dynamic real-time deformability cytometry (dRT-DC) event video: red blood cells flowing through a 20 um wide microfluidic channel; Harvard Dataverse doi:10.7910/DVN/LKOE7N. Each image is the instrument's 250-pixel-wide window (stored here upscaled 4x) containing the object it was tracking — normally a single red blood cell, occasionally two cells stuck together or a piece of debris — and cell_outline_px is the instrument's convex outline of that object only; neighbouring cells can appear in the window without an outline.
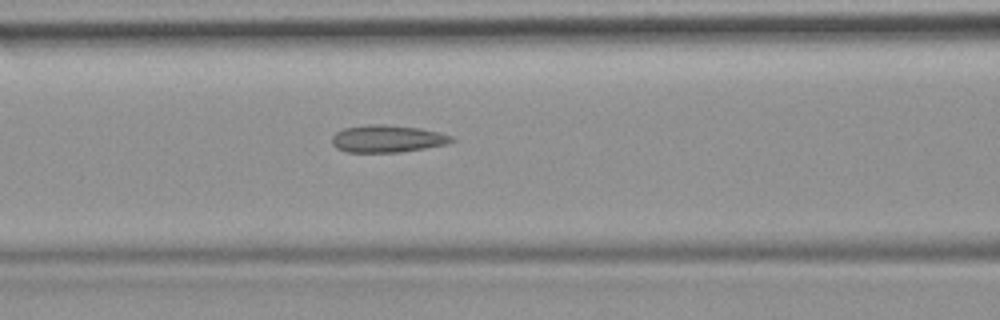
{"species": "common noctule bat (a hibernating species)", "species_latin": "Nyctalus noctula", "temperature_condition": "room temperature", "stored_images_in_passage": 34, "camera_frame_rate_fps": 3000, "um_per_image_px": 0.085, "animal": {"sex": "female", "body_mass_g": 19.9}, "frame": {"image": 1, "passage_image": 10, "time_ms": 3.0, "image_size_px": [1000, 320], "cell_outline_px": [[456, 140], [448, 144], [400, 152], [348, 152], [336, 148], [332, 144], [332, 136], [336, 132], [344, 128], [368, 124], [388, 124], [420, 128], [440, 132], [452, 136]], "centroid_in_image_um": [32.94, 11.78], "position_along_channel_um": 133.7, "area_um2": 19.19}, "authors_computed_cell_mechanics": {"area_um2": 18.2648, "velocity_mm_per_s": 3.9247, "shape_relaxation_time_tau1_ms": null, "shape_relaxation_time_tau2_ms": 2.8199, "deformation_change_tau1": null, "deformation_change_tau2": 0.1223}}